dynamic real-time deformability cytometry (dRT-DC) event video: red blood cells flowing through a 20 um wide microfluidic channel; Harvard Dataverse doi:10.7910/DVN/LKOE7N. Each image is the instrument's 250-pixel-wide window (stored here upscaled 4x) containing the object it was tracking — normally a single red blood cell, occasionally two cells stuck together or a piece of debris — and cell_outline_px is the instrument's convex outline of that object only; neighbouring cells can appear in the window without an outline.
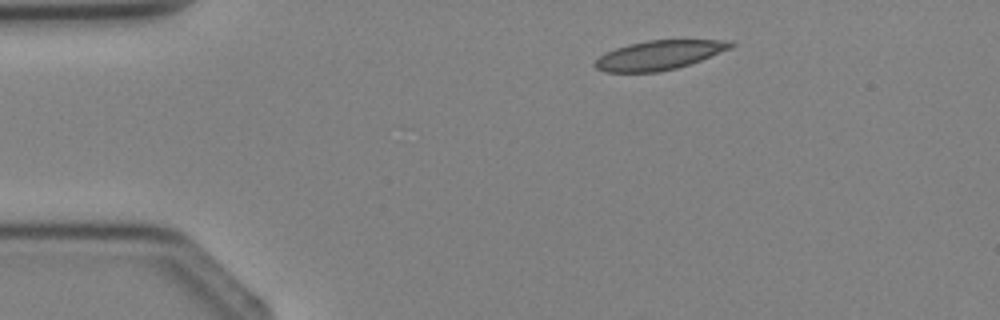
{"species": "Egyptian fruit bat (a non-hibernating species)", "species_latin": "Rousettus aegyptiacus", "temperature_condition": "cold", "stored_images_in_passage": 1, "camera_frame_rate_fps": 3000, "um_per_image_px": 0.085, "animal": {"sex": "female"}, "frame": {"image": 1, "passage_image": 1, "time_ms": 0.0, "image_size_px": [1000, 320], "cell_outline_px": [[736, 44], [732, 48], [700, 60], [676, 68], [656, 72], [604, 72], [596, 68], [592, 64], [604, 52], [628, 44], [648, 40], [732, 40]], "centroid_in_image_um": [56.01, 4.68], "position_along_channel_um": 29.0, "area_um2": 23.12}}